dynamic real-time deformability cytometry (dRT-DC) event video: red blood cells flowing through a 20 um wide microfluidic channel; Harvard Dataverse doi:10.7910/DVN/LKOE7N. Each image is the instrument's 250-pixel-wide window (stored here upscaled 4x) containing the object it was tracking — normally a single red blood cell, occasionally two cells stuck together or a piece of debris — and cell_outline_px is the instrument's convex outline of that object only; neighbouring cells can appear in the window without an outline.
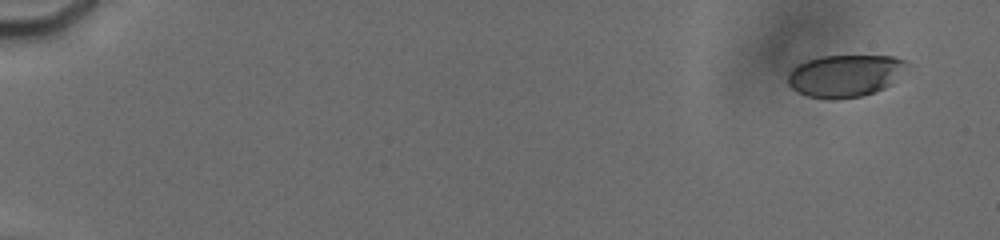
{"species": "human", "species_latin": "Homo sapiens", "temperature_condition": "cold", "stored_images_in_passage": 60, "camera_frame_rate_fps": 3000, "um_per_image_px": 0.085, "donor": {"sex": "male"}, "frame": {"image": 1, "passage_image": 5, "time_ms": 1.0, "image_size_px": [1000, 240], "cell_outline_px": [[916, 64], [892, 84], [876, 92], [860, 96], [832, 100], [808, 96], [796, 92], [788, 84], [788, 72], [796, 64], [808, 60], [824, 56], [896, 56], [908, 60]], "centroid_in_image_um": [71.94, 6.42], "position_along_channel_um": 13.1, "area_um2": 30.17}}
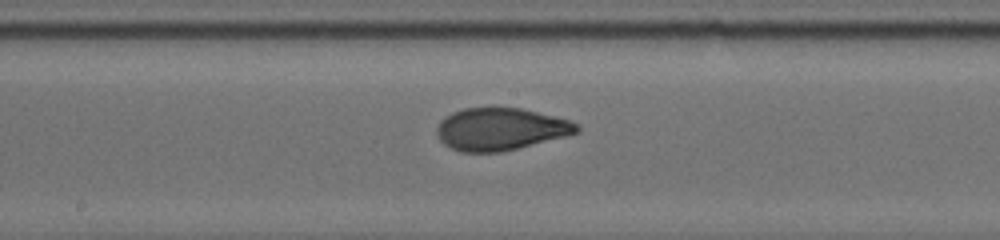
{"frame": {"image": 2, "passage_image": 41, "time_ms": 10.667, "image_size_px": [1000, 240], "cell_outline_px": [[580, 132], [500, 152], [460, 152], [444, 144], [440, 140], [436, 132], [436, 128], [440, 120], [452, 112], [464, 108], [520, 108], [568, 120], [576, 124], [580, 128]], "centroid_in_image_um": [42.49, 10.97], "position_along_channel_um": 205.7, "area_um2": 34.04}}
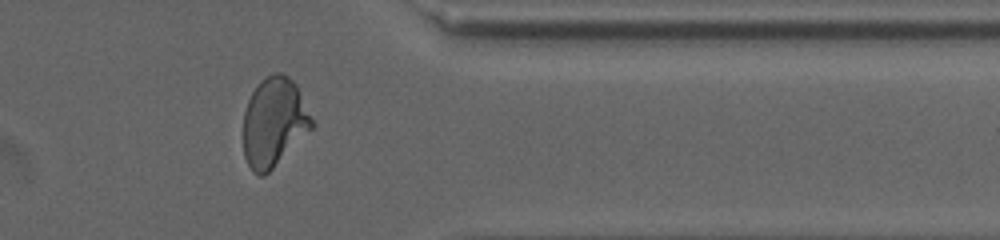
{"frame": {"image": 3, "passage_image": 59, "time_ms": 15.667, "image_size_px": [1000, 240], "cell_outline_px": [[316, 124], [264, 176], [260, 176], [252, 172], [244, 156], [244, 112], [248, 100], [252, 92], [260, 80], [272, 72], [280, 72], [288, 76], [296, 84]], "centroid_in_image_um": [23.29, 10.36], "position_along_channel_um": 388.1, "area_um2": 35.49}, "authors_computed_cell_mechanics": {"area_um2": 33.1483, "velocity_mm_per_s": 3.8039, "shape_relaxation_time_tau1_ms": 4.3414, "shape_relaxation_time_tau2_ms": 0.8003, "deformation_change_tau1": 0.1661, "deformation_change_tau2": 0.0402}}